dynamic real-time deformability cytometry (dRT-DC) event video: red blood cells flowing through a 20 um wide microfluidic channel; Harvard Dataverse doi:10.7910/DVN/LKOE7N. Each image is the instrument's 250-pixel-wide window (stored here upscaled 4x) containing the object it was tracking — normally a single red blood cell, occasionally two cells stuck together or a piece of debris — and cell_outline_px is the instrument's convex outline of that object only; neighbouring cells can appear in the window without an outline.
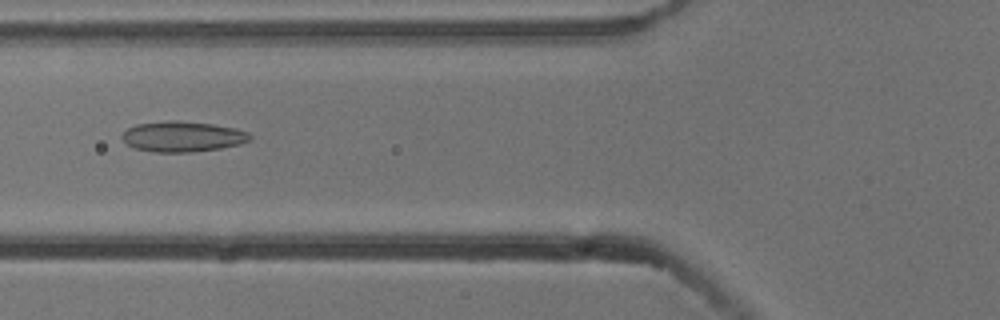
{"species": "common noctule bat (a hibernating species)", "species_latin": "Nyctalus noctula", "temperature_condition": "cold", "stored_images_in_passage": 4, "camera_frame_rate_fps": 3000, "um_per_image_px": 0.085, "animal": {"sex": "male", "body_mass_g": 13.3}, "frame": {"image": 1, "passage_image": 4, "time_ms": 1.0, "image_size_px": [1000, 320], "cell_outline_px": [[252, 140], [240, 144], [220, 148], [192, 152], [152, 152], [136, 148], [128, 144], [120, 136], [128, 128], [136, 124], [168, 120], [176, 120], [212, 124], [236, 128], [248, 132], [252, 136]], "centroid_in_image_um": [15.54, 11.6], "position_along_channel_um": 110.3, "area_um2": 22.77}}